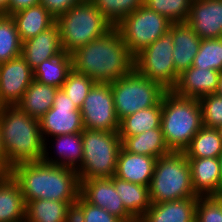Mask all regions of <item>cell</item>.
Instances as JSON below:
<instances>
[{
  "label": "cell",
  "instance_id": "cell-47",
  "mask_svg": "<svg viewBox=\"0 0 222 222\" xmlns=\"http://www.w3.org/2000/svg\"><path fill=\"white\" fill-rule=\"evenodd\" d=\"M219 164H220V169H221V175H222V153L219 155Z\"/></svg>",
  "mask_w": 222,
  "mask_h": 222
},
{
  "label": "cell",
  "instance_id": "cell-3",
  "mask_svg": "<svg viewBox=\"0 0 222 222\" xmlns=\"http://www.w3.org/2000/svg\"><path fill=\"white\" fill-rule=\"evenodd\" d=\"M0 130L7 165L42 161L44 141L39 120L22 111L17 105L0 107Z\"/></svg>",
  "mask_w": 222,
  "mask_h": 222
},
{
  "label": "cell",
  "instance_id": "cell-22",
  "mask_svg": "<svg viewBox=\"0 0 222 222\" xmlns=\"http://www.w3.org/2000/svg\"><path fill=\"white\" fill-rule=\"evenodd\" d=\"M198 198L154 203L148 208L141 222H195Z\"/></svg>",
  "mask_w": 222,
  "mask_h": 222
},
{
  "label": "cell",
  "instance_id": "cell-25",
  "mask_svg": "<svg viewBox=\"0 0 222 222\" xmlns=\"http://www.w3.org/2000/svg\"><path fill=\"white\" fill-rule=\"evenodd\" d=\"M115 189L122 200L126 211L140 220L151 206L149 186H143L113 176Z\"/></svg>",
  "mask_w": 222,
  "mask_h": 222
},
{
  "label": "cell",
  "instance_id": "cell-21",
  "mask_svg": "<svg viewBox=\"0 0 222 222\" xmlns=\"http://www.w3.org/2000/svg\"><path fill=\"white\" fill-rule=\"evenodd\" d=\"M156 160L157 158L152 156L127 152L121 147L114 176L128 182L149 186Z\"/></svg>",
  "mask_w": 222,
  "mask_h": 222
},
{
  "label": "cell",
  "instance_id": "cell-10",
  "mask_svg": "<svg viewBox=\"0 0 222 222\" xmlns=\"http://www.w3.org/2000/svg\"><path fill=\"white\" fill-rule=\"evenodd\" d=\"M173 35L168 31L134 57V68L147 79L173 90L179 74L173 62Z\"/></svg>",
  "mask_w": 222,
  "mask_h": 222
},
{
  "label": "cell",
  "instance_id": "cell-27",
  "mask_svg": "<svg viewBox=\"0 0 222 222\" xmlns=\"http://www.w3.org/2000/svg\"><path fill=\"white\" fill-rule=\"evenodd\" d=\"M121 147L127 152L155 158L171 152L166 145L161 128L149 129L135 136L121 138Z\"/></svg>",
  "mask_w": 222,
  "mask_h": 222
},
{
  "label": "cell",
  "instance_id": "cell-7",
  "mask_svg": "<svg viewBox=\"0 0 222 222\" xmlns=\"http://www.w3.org/2000/svg\"><path fill=\"white\" fill-rule=\"evenodd\" d=\"M83 157L77 170L80 181L92 178H111L115 175L121 149L118 131H82Z\"/></svg>",
  "mask_w": 222,
  "mask_h": 222
},
{
  "label": "cell",
  "instance_id": "cell-16",
  "mask_svg": "<svg viewBox=\"0 0 222 222\" xmlns=\"http://www.w3.org/2000/svg\"><path fill=\"white\" fill-rule=\"evenodd\" d=\"M50 138L44 140V152L42 161L49 164L72 168L77 171L81 166L83 157L82 132L74 134L57 135ZM53 148L55 150L52 153L55 157L52 156V153L49 157L48 150L52 151Z\"/></svg>",
  "mask_w": 222,
  "mask_h": 222
},
{
  "label": "cell",
  "instance_id": "cell-26",
  "mask_svg": "<svg viewBox=\"0 0 222 222\" xmlns=\"http://www.w3.org/2000/svg\"><path fill=\"white\" fill-rule=\"evenodd\" d=\"M58 89L52 85L39 83L34 79L17 106L31 117L39 120L52 108Z\"/></svg>",
  "mask_w": 222,
  "mask_h": 222
},
{
  "label": "cell",
  "instance_id": "cell-12",
  "mask_svg": "<svg viewBox=\"0 0 222 222\" xmlns=\"http://www.w3.org/2000/svg\"><path fill=\"white\" fill-rule=\"evenodd\" d=\"M39 126L43 141L50 136L74 134L85 129L80 109L62 88L57 90L52 108L39 119Z\"/></svg>",
  "mask_w": 222,
  "mask_h": 222
},
{
  "label": "cell",
  "instance_id": "cell-40",
  "mask_svg": "<svg viewBox=\"0 0 222 222\" xmlns=\"http://www.w3.org/2000/svg\"><path fill=\"white\" fill-rule=\"evenodd\" d=\"M82 1L83 0H40V4H42L56 19L58 16L67 12L71 7Z\"/></svg>",
  "mask_w": 222,
  "mask_h": 222
},
{
  "label": "cell",
  "instance_id": "cell-2",
  "mask_svg": "<svg viewBox=\"0 0 222 222\" xmlns=\"http://www.w3.org/2000/svg\"><path fill=\"white\" fill-rule=\"evenodd\" d=\"M11 176L19 184L24 201L37 199L77 201L80 179L76 170L43 161L14 165Z\"/></svg>",
  "mask_w": 222,
  "mask_h": 222
},
{
  "label": "cell",
  "instance_id": "cell-18",
  "mask_svg": "<svg viewBox=\"0 0 222 222\" xmlns=\"http://www.w3.org/2000/svg\"><path fill=\"white\" fill-rule=\"evenodd\" d=\"M220 71L191 66L180 75L173 91L183 97L199 99L215 94Z\"/></svg>",
  "mask_w": 222,
  "mask_h": 222
},
{
  "label": "cell",
  "instance_id": "cell-48",
  "mask_svg": "<svg viewBox=\"0 0 222 222\" xmlns=\"http://www.w3.org/2000/svg\"><path fill=\"white\" fill-rule=\"evenodd\" d=\"M217 130H218V132H219V134H220V138L222 139V125L219 126V127L217 128Z\"/></svg>",
  "mask_w": 222,
  "mask_h": 222
},
{
  "label": "cell",
  "instance_id": "cell-11",
  "mask_svg": "<svg viewBox=\"0 0 222 222\" xmlns=\"http://www.w3.org/2000/svg\"><path fill=\"white\" fill-rule=\"evenodd\" d=\"M85 129L118 131L119 119L109 83H95L80 108Z\"/></svg>",
  "mask_w": 222,
  "mask_h": 222
},
{
  "label": "cell",
  "instance_id": "cell-41",
  "mask_svg": "<svg viewBox=\"0 0 222 222\" xmlns=\"http://www.w3.org/2000/svg\"><path fill=\"white\" fill-rule=\"evenodd\" d=\"M84 209L83 207L76 201L71 203L65 214V222H84Z\"/></svg>",
  "mask_w": 222,
  "mask_h": 222
},
{
  "label": "cell",
  "instance_id": "cell-6",
  "mask_svg": "<svg viewBox=\"0 0 222 222\" xmlns=\"http://www.w3.org/2000/svg\"><path fill=\"white\" fill-rule=\"evenodd\" d=\"M151 204L198 198L191 181V168L184 152L171 151L157 158L149 185Z\"/></svg>",
  "mask_w": 222,
  "mask_h": 222
},
{
  "label": "cell",
  "instance_id": "cell-29",
  "mask_svg": "<svg viewBox=\"0 0 222 222\" xmlns=\"http://www.w3.org/2000/svg\"><path fill=\"white\" fill-rule=\"evenodd\" d=\"M72 70L71 54L65 51L44 60L34 70L33 76L36 81L46 85L62 88L68 73Z\"/></svg>",
  "mask_w": 222,
  "mask_h": 222
},
{
  "label": "cell",
  "instance_id": "cell-35",
  "mask_svg": "<svg viewBox=\"0 0 222 222\" xmlns=\"http://www.w3.org/2000/svg\"><path fill=\"white\" fill-rule=\"evenodd\" d=\"M192 0H144V5L172 23L186 22Z\"/></svg>",
  "mask_w": 222,
  "mask_h": 222
},
{
  "label": "cell",
  "instance_id": "cell-43",
  "mask_svg": "<svg viewBox=\"0 0 222 222\" xmlns=\"http://www.w3.org/2000/svg\"><path fill=\"white\" fill-rule=\"evenodd\" d=\"M0 164L8 171L10 172L11 168L7 165V158L5 154V150L2 143V135L0 130Z\"/></svg>",
  "mask_w": 222,
  "mask_h": 222
},
{
  "label": "cell",
  "instance_id": "cell-32",
  "mask_svg": "<svg viewBox=\"0 0 222 222\" xmlns=\"http://www.w3.org/2000/svg\"><path fill=\"white\" fill-rule=\"evenodd\" d=\"M22 53V41L15 22L9 15L0 14V64Z\"/></svg>",
  "mask_w": 222,
  "mask_h": 222
},
{
  "label": "cell",
  "instance_id": "cell-20",
  "mask_svg": "<svg viewBox=\"0 0 222 222\" xmlns=\"http://www.w3.org/2000/svg\"><path fill=\"white\" fill-rule=\"evenodd\" d=\"M169 32L173 35L175 71L180 75L193 65L201 39L186 22L171 23Z\"/></svg>",
  "mask_w": 222,
  "mask_h": 222
},
{
  "label": "cell",
  "instance_id": "cell-28",
  "mask_svg": "<svg viewBox=\"0 0 222 222\" xmlns=\"http://www.w3.org/2000/svg\"><path fill=\"white\" fill-rule=\"evenodd\" d=\"M162 100L158 105L139 110L122 118L119 122L120 138H127L145 132L149 129L161 128Z\"/></svg>",
  "mask_w": 222,
  "mask_h": 222
},
{
  "label": "cell",
  "instance_id": "cell-38",
  "mask_svg": "<svg viewBox=\"0 0 222 222\" xmlns=\"http://www.w3.org/2000/svg\"><path fill=\"white\" fill-rule=\"evenodd\" d=\"M195 222H222V195L199 196Z\"/></svg>",
  "mask_w": 222,
  "mask_h": 222
},
{
  "label": "cell",
  "instance_id": "cell-23",
  "mask_svg": "<svg viewBox=\"0 0 222 222\" xmlns=\"http://www.w3.org/2000/svg\"><path fill=\"white\" fill-rule=\"evenodd\" d=\"M22 42L36 37L55 23V18L42 5L37 4L10 15Z\"/></svg>",
  "mask_w": 222,
  "mask_h": 222
},
{
  "label": "cell",
  "instance_id": "cell-42",
  "mask_svg": "<svg viewBox=\"0 0 222 222\" xmlns=\"http://www.w3.org/2000/svg\"><path fill=\"white\" fill-rule=\"evenodd\" d=\"M40 3V0H9L8 8L6 10V15H11L15 12H18L22 9L37 5Z\"/></svg>",
  "mask_w": 222,
  "mask_h": 222
},
{
  "label": "cell",
  "instance_id": "cell-4",
  "mask_svg": "<svg viewBox=\"0 0 222 222\" xmlns=\"http://www.w3.org/2000/svg\"><path fill=\"white\" fill-rule=\"evenodd\" d=\"M203 127L199 100L183 97L173 90L162 97L161 129L170 151L184 152Z\"/></svg>",
  "mask_w": 222,
  "mask_h": 222
},
{
  "label": "cell",
  "instance_id": "cell-36",
  "mask_svg": "<svg viewBox=\"0 0 222 222\" xmlns=\"http://www.w3.org/2000/svg\"><path fill=\"white\" fill-rule=\"evenodd\" d=\"M94 84L95 82L90 77L82 73H77L72 69L68 73L62 89L76 107L80 109Z\"/></svg>",
  "mask_w": 222,
  "mask_h": 222
},
{
  "label": "cell",
  "instance_id": "cell-9",
  "mask_svg": "<svg viewBox=\"0 0 222 222\" xmlns=\"http://www.w3.org/2000/svg\"><path fill=\"white\" fill-rule=\"evenodd\" d=\"M171 21L154 10L142 5L123 18L115 28L130 54L135 57L148 45L169 31Z\"/></svg>",
  "mask_w": 222,
  "mask_h": 222
},
{
  "label": "cell",
  "instance_id": "cell-31",
  "mask_svg": "<svg viewBox=\"0 0 222 222\" xmlns=\"http://www.w3.org/2000/svg\"><path fill=\"white\" fill-rule=\"evenodd\" d=\"M187 158H219L222 139L217 128L202 127L184 151Z\"/></svg>",
  "mask_w": 222,
  "mask_h": 222
},
{
  "label": "cell",
  "instance_id": "cell-33",
  "mask_svg": "<svg viewBox=\"0 0 222 222\" xmlns=\"http://www.w3.org/2000/svg\"><path fill=\"white\" fill-rule=\"evenodd\" d=\"M115 27L123 18L144 4V0H90Z\"/></svg>",
  "mask_w": 222,
  "mask_h": 222
},
{
  "label": "cell",
  "instance_id": "cell-30",
  "mask_svg": "<svg viewBox=\"0 0 222 222\" xmlns=\"http://www.w3.org/2000/svg\"><path fill=\"white\" fill-rule=\"evenodd\" d=\"M74 202L47 199L26 202L25 222H65L67 208Z\"/></svg>",
  "mask_w": 222,
  "mask_h": 222
},
{
  "label": "cell",
  "instance_id": "cell-1",
  "mask_svg": "<svg viewBox=\"0 0 222 222\" xmlns=\"http://www.w3.org/2000/svg\"><path fill=\"white\" fill-rule=\"evenodd\" d=\"M72 69L95 83H112L134 68V57L114 27L71 53Z\"/></svg>",
  "mask_w": 222,
  "mask_h": 222
},
{
  "label": "cell",
  "instance_id": "cell-17",
  "mask_svg": "<svg viewBox=\"0 0 222 222\" xmlns=\"http://www.w3.org/2000/svg\"><path fill=\"white\" fill-rule=\"evenodd\" d=\"M191 181L199 196H221L222 175L218 158H188Z\"/></svg>",
  "mask_w": 222,
  "mask_h": 222
},
{
  "label": "cell",
  "instance_id": "cell-34",
  "mask_svg": "<svg viewBox=\"0 0 222 222\" xmlns=\"http://www.w3.org/2000/svg\"><path fill=\"white\" fill-rule=\"evenodd\" d=\"M192 66L222 72V37L202 39Z\"/></svg>",
  "mask_w": 222,
  "mask_h": 222
},
{
  "label": "cell",
  "instance_id": "cell-45",
  "mask_svg": "<svg viewBox=\"0 0 222 222\" xmlns=\"http://www.w3.org/2000/svg\"><path fill=\"white\" fill-rule=\"evenodd\" d=\"M216 94L222 96V72H220V75H219L218 87H217V90H216Z\"/></svg>",
  "mask_w": 222,
  "mask_h": 222
},
{
  "label": "cell",
  "instance_id": "cell-44",
  "mask_svg": "<svg viewBox=\"0 0 222 222\" xmlns=\"http://www.w3.org/2000/svg\"><path fill=\"white\" fill-rule=\"evenodd\" d=\"M9 0H0V14L6 15Z\"/></svg>",
  "mask_w": 222,
  "mask_h": 222
},
{
  "label": "cell",
  "instance_id": "cell-15",
  "mask_svg": "<svg viewBox=\"0 0 222 222\" xmlns=\"http://www.w3.org/2000/svg\"><path fill=\"white\" fill-rule=\"evenodd\" d=\"M186 23L200 39L222 37V0L192 1Z\"/></svg>",
  "mask_w": 222,
  "mask_h": 222
},
{
  "label": "cell",
  "instance_id": "cell-13",
  "mask_svg": "<svg viewBox=\"0 0 222 222\" xmlns=\"http://www.w3.org/2000/svg\"><path fill=\"white\" fill-rule=\"evenodd\" d=\"M33 80V70L22 55L1 63L0 107L17 105Z\"/></svg>",
  "mask_w": 222,
  "mask_h": 222
},
{
  "label": "cell",
  "instance_id": "cell-46",
  "mask_svg": "<svg viewBox=\"0 0 222 222\" xmlns=\"http://www.w3.org/2000/svg\"><path fill=\"white\" fill-rule=\"evenodd\" d=\"M9 172L0 164V181L7 175Z\"/></svg>",
  "mask_w": 222,
  "mask_h": 222
},
{
  "label": "cell",
  "instance_id": "cell-8",
  "mask_svg": "<svg viewBox=\"0 0 222 222\" xmlns=\"http://www.w3.org/2000/svg\"><path fill=\"white\" fill-rule=\"evenodd\" d=\"M119 121L142 109L158 105L167 91L133 68L127 75L110 83Z\"/></svg>",
  "mask_w": 222,
  "mask_h": 222
},
{
  "label": "cell",
  "instance_id": "cell-37",
  "mask_svg": "<svg viewBox=\"0 0 222 222\" xmlns=\"http://www.w3.org/2000/svg\"><path fill=\"white\" fill-rule=\"evenodd\" d=\"M202 110L204 127L218 128L222 125V96L210 94L198 99Z\"/></svg>",
  "mask_w": 222,
  "mask_h": 222
},
{
  "label": "cell",
  "instance_id": "cell-5",
  "mask_svg": "<svg viewBox=\"0 0 222 222\" xmlns=\"http://www.w3.org/2000/svg\"><path fill=\"white\" fill-rule=\"evenodd\" d=\"M66 53L85 46L111 31L114 26L90 0H83L55 19Z\"/></svg>",
  "mask_w": 222,
  "mask_h": 222
},
{
  "label": "cell",
  "instance_id": "cell-39",
  "mask_svg": "<svg viewBox=\"0 0 222 222\" xmlns=\"http://www.w3.org/2000/svg\"><path fill=\"white\" fill-rule=\"evenodd\" d=\"M77 202L84 209V222H122L116 216L109 214L105 209L86 202L81 196H79Z\"/></svg>",
  "mask_w": 222,
  "mask_h": 222
},
{
  "label": "cell",
  "instance_id": "cell-19",
  "mask_svg": "<svg viewBox=\"0 0 222 222\" xmlns=\"http://www.w3.org/2000/svg\"><path fill=\"white\" fill-rule=\"evenodd\" d=\"M58 25L54 23L36 37L22 42L21 55L29 67L34 70L44 60L63 52Z\"/></svg>",
  "mask_w": 222,
  "mask_h": 222
},
{
  "label": "cell",
  "instance_id": "cell-24",
  "mask_svg": "<svg viewBox=\"0 0 222 222\" xmlns=\"http://www.w3.org/2000/svg\"><path fill=\"white\" fill-rule=\"evenodd\" d=\"M25 206L19 184L7 174L0 181V222H25Z\"/></svg>",
  "mask_w": 222,
  "mask_h": 222
},
{
  "label": "cell",
  "instance_id": "cell-14",
  "mask_svg": "<svg viewBox=\"0 0 222 222\" xmlns=\"http://www.w3.org/2000/svg\"><path fill=\"white\" fill-rule=\"evenodd\" d=\"M80 196L88 203L105 209L122 222L135 219L126 211L111 178H92L80 181Z\"/></svg>",
  "mask_w": 222,
  "mask_h": 222
}]
</instances>
